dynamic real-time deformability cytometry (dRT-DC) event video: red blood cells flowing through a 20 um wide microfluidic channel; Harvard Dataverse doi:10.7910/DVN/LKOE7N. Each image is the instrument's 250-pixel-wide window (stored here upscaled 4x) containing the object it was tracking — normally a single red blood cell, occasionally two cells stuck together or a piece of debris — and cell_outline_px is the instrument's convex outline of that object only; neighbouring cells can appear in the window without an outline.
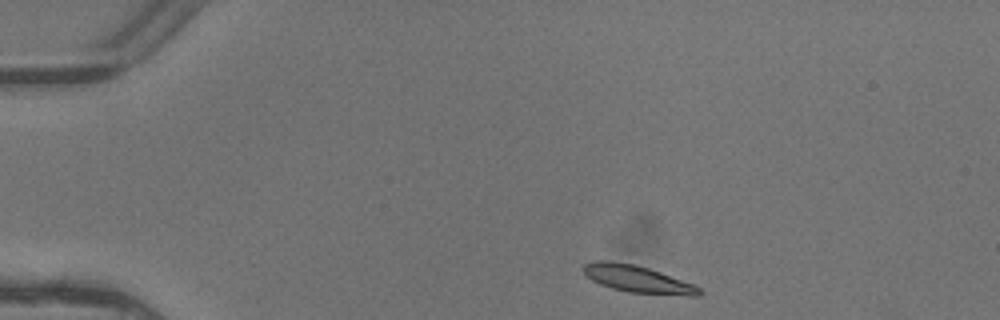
{"species": "common noctule bat (a hibernating species)", "species_latin": "Nyctalus noctula", "temperature_condition": "warm", "stored_images_in_passage": 5, "camera_frame_rate_fps": 3000, "um_per_image_px": 0.085, "animal": {"sex": "female"}, "frame": {"image": 1, "passage_image": 1, "time_ms": 0.0, "image_size_px": [1000, 320], "cell_outline_px": [[704, 292], [700, 296], [688, 296], [628, 292], [612, 288], [600, 284], [592, 280], [580, 268], [584, 264], [592, 260], [612, 260], [632, 264], [648, 268], [660, 272], [692, 284], [700, 288]], "centroid_in_image_um": [54.17, 23.71], "position_along_channel_um": 30.8, "area_um2": 18.38}}
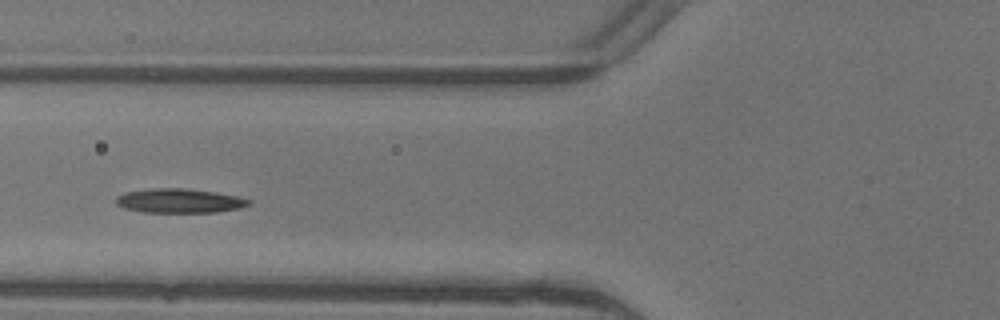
{"frame": {"image": 2, "passage_image": 4, "time_ms": 1.0, "image_size_px": [1000, 320], "cell_outline_px": [[252, 204], [240, 208], [216, 212], [144, 212], [124, 208], [116, 204], [116, 196], [124, 192], [156, 188], [184, 188], [216, 192], [236, 196], [252, 200]], "centroid_in_image_um": [15.26, 17.06], "position_along_channel_um": 110.5, "area_um2": 18.79}}
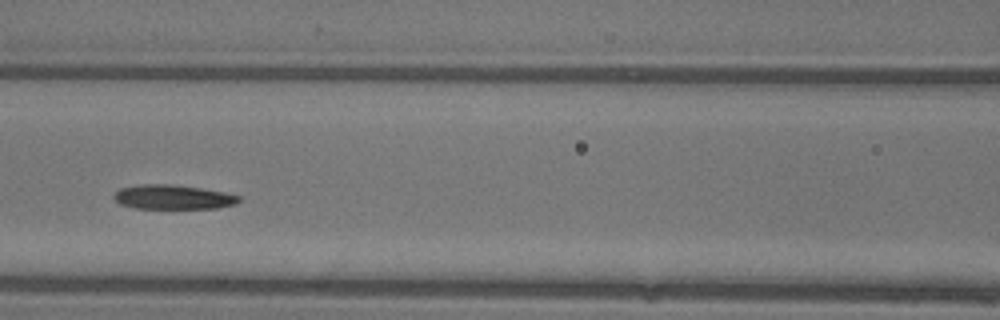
{"frame": {"image": 3, "passage_image": 5, "time_ms": 1.333, "image_size_px": [1000, 320], "cell_outline_px": [[240, 200], [236, 204], [216, 208], [132, 208], [120, 204], [112, 196], [120, 188], [140, 184], [172, 184], [200, 188], [224, 192], [240, 196]], "centroid_in_image_um": [14.69, 16.75], "position_along_channel_um": 151.9, "area_um2": 17.74}}